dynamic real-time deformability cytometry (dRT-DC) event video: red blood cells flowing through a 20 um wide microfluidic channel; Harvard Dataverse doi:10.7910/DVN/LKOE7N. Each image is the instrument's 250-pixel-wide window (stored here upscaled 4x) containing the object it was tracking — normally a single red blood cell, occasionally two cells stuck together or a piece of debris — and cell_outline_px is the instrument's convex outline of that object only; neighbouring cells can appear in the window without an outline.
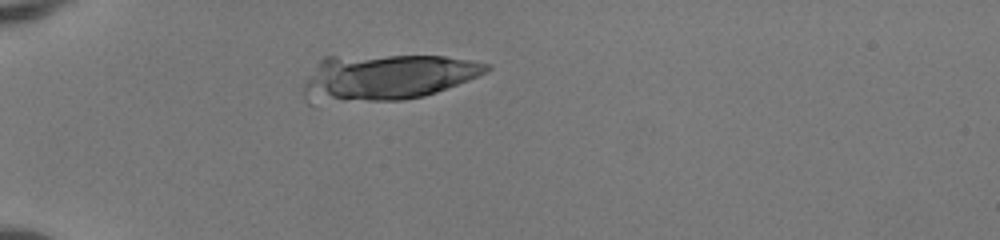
{"species": "human", "species_latin": "Homo sapiens", "temperature_condition": "room temperature", "stored_images_in_passage": 36, "camera_frame_rate_fps": 3000, "um_per_image_px": 0.085, "donor": {"sex": "female"}, "frame": {"image": 1, "passage_image": 1, "time_ms": 0.0, "image_size_px": [1000, 240], "cell_outline_px": [[492, 68], [468, 80], [436, 92], [424, 96], [404, 100], [344, 100], [304, 96], [304, 84], [320, 60], [324, 56], [444, 56], [492, 64]], "centroid_in_image_um": [32.98, 6.52], "position_along_channel_um": 52.0, "area_um2": 47.34}}
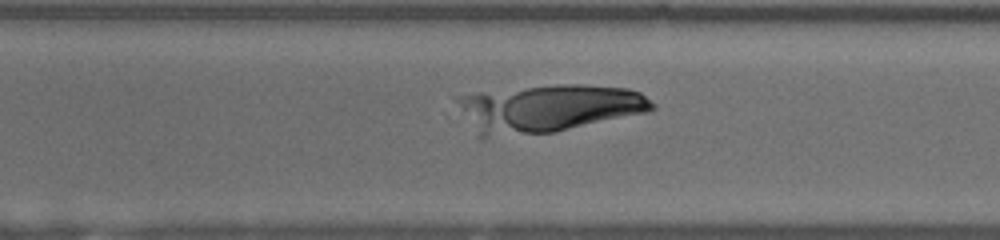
{"frame": {"image": 2, "passage_image": 23, "time_ms": 7.333, "image_size_px": [1000, 240], "cell_outline_px": [[656, 108], [652, 112], [556, 132], [484, 140], [480, 140], [476, 136], [452, 108], [456, 96], [480, 92], [556, 84], [580, 84], [628, 88], [640, 92], [656, 104]], "centroid_in_image_um": [46.48, 9.26], "position_along_channel_um": 324.1, "area_um2": 56.64}}
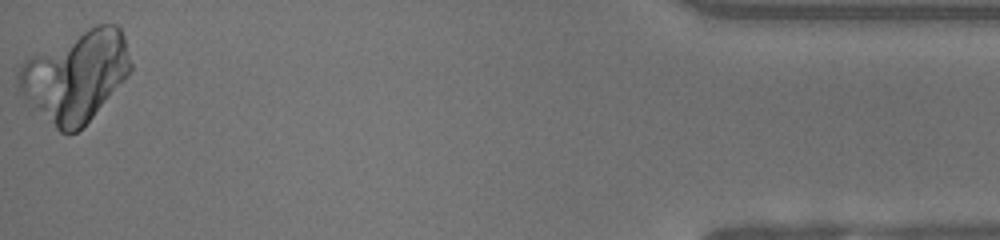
{"frame": {"image": 3, "passage_image": 36, "time_ms": 11.667, "image_size_px": [1000, 240], "cell_outline_px": [[132, 68], [128, 76], [92, 116], [76, 132], [68, 136], [60, 132], [24, 100], [16, 84], [16, 76], [20, 64], [28, 56], [96, 24], [116, 24], [120, 28], [124, 36], [132, 64]], "centroid_in_image_um": [6.39, 6.46], "position_along_channel_um": 428.8, "area_um2": 59.19}}